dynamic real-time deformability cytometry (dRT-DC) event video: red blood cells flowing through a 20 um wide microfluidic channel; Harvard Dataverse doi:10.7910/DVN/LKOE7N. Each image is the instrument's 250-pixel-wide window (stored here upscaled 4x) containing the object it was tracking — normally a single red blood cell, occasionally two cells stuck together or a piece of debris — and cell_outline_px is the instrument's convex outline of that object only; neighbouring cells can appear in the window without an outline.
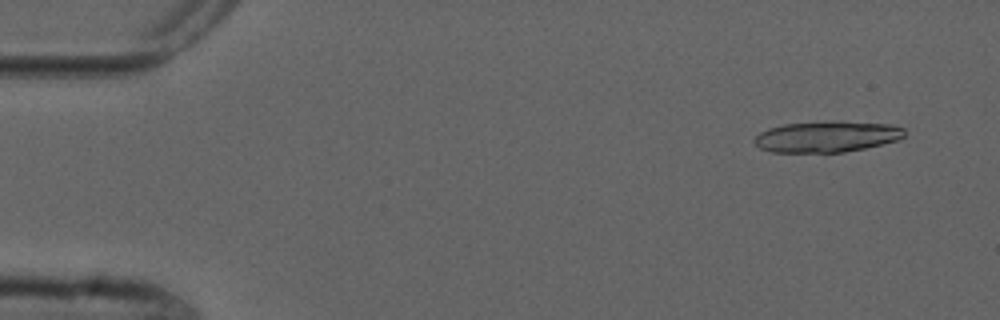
{"species": "common noctule bat (a hibernating species)", "species_latin": "Nyctalus noctula", "temperature_condition": "cold", "stored_images_in_passage": 5, "camera_frame_rate_fps": 3000, "um_per_image_px": 0.085, "animal": {"sex": "male", "forearm_length_mm": 52.5}, "frame": {"image": 1, "passage_image": 1, "time_ms": 0.0, "image_size_px": [1000, 320], "cell_outline_px": [[904, 136], [900, 140], [864, 148], [844, 152], [772, 152], [760, 148], [752, 140], [760, 132], [768, 128], [784, 124], [836, 120], [840, 120], [892, 124], [904, 128]], "centroid_in_image_um": [70.31, 11.59], "position_along_channel_um": 14.7, "area_um2": 27.51}}